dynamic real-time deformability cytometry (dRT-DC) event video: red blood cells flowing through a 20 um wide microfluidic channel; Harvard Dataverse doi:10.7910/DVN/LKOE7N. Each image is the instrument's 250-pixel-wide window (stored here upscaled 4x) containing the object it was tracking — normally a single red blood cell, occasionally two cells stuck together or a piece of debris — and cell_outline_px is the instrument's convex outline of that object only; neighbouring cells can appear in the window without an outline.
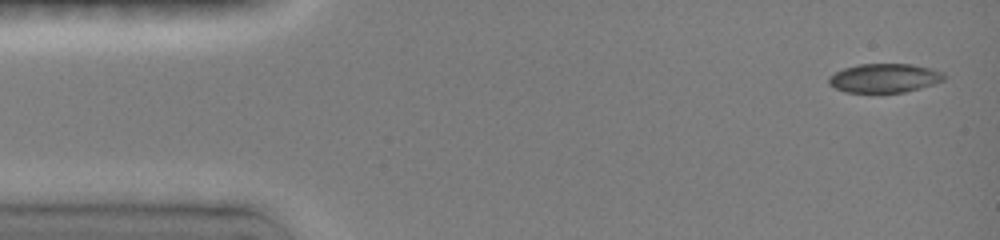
{"species": "common noctule bat (a hibernating species)", "species_latin": "Nyctalus noctula", "temperature_condition": "room temperature", "stored_images_in_passage": 22, "camera_frame_rate_fps": 3000, "um_per_image_px": 0.085, "animal": {"sex": "female", "body_mass_g": 19.0, "forearm_length_mm": 51.5}, "frame": {"image": 1, "passage_image": 1, "time_ms": 0.0, "image_size_px": [1000, 240], "cell_outline_px": [[944, 80], [920, 88], [904, 92], [844, 92], [828, 84], [828, 76], [844, 68], [860, 64], [912, 64], [932, 68], [944, 72]], "centroid_in_image_um": [75.17, 6.63], "position_along_channel_um": 9.8, "area_um2": 19.42}}
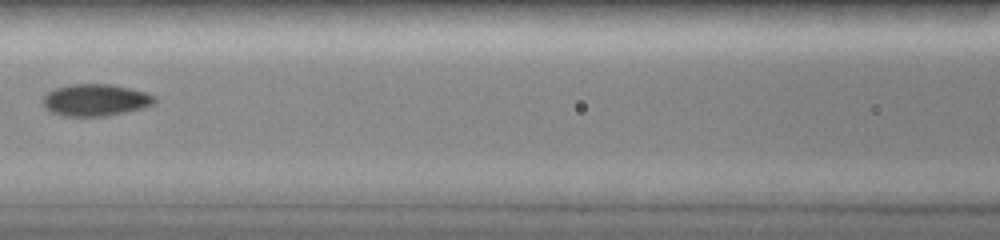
{"frame": {"image": 2, "passage_image": 8, "time_ms": 6.333, "image_size_px": [1000, 240], "cell_outline_px": [[156, 100], [152, 104], [140, 108], [108, 116], [60, 116], [44, 108], [44, 96], [48, 92], [56, 88], [72, 84], [108, 84], [128, 88], [144, 92], [152, 96]], "centroid_in_image_um": [8.06, 8.51], "position_along_channel_um": 158.5, "area_um2": 20.4}}
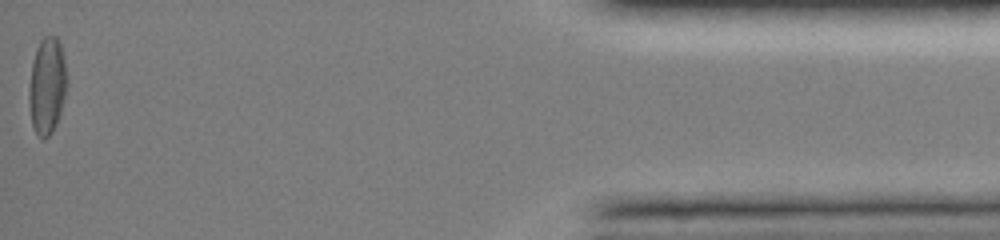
{"frame": {"image": 3, "passage_image": 22, "time_ms": 15.0, "image_size_px": [1000, 240], "cell_outline_px": [[68, 84], [60, 112], [56, 124], [52, 132], [44, 140], [36, 132], [32, 124], [28, 104], [28, 88], [32, 64], [36, 48], [40, 40], [44, 36], [56, 36], [60, 44], [64, 60], [68, 80]], "centroid_in_image_um": [3.99, 7.29], "position_along_channel_um": 431.2, "area_um2": 21.5}, "authors_computed_cell_mechanics": {"area_um2": 19.7965, "velocity_mm_per_s": 4.0557, "shape_relaxation_time_tau1_ms": 7.444, "shape_relaxation_time_tau2_ms": 3.1956, "deformation_change_tau1": 0.1351, "deformation_change_tau2": 0.0607}}